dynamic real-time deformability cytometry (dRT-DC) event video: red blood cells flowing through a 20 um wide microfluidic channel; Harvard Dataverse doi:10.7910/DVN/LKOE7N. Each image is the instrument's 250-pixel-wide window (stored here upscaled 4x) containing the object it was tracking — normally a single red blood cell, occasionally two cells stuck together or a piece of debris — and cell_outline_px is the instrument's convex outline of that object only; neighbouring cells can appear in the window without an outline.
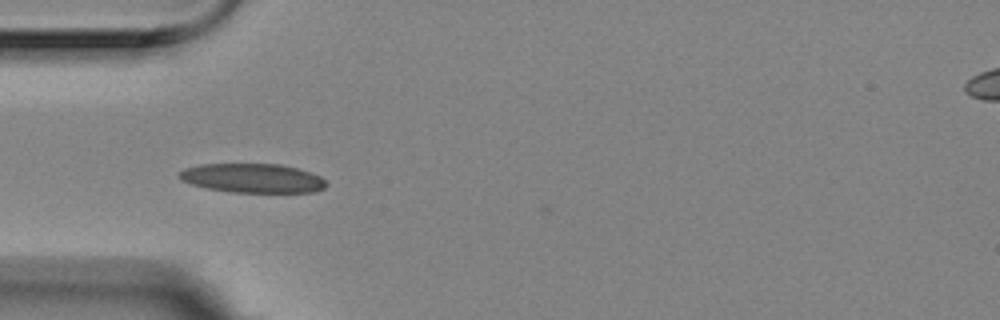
{"species": "Egyptian fruit bat (a non-hibernating species)", "species_latin": "Rousettus aegyptiacus", "temperature_condition": "room temperature", "stored_images_in_passage": 4, "camera_frame_rate_fps": 3000, "um_per_image_px": 0.085, "animal": {"sex": "female"}, "frame": {"image": 1, "passage_image": 3, "time_ms": 0.667, "image_size_px": [1000, 320], "cell_outline_px": [[328, 184], [324, 188], [316, 192], [232, 192], [208, 188], [192, 184], [180, 180], [176, 176], [184, 168], [200, 164], [280, 164], [296, 168], [320, 176]], "centroid_in_image_um": [21.45, 15.14], "position_along_channel_um": 63.6, "area_um2": 24.91}}
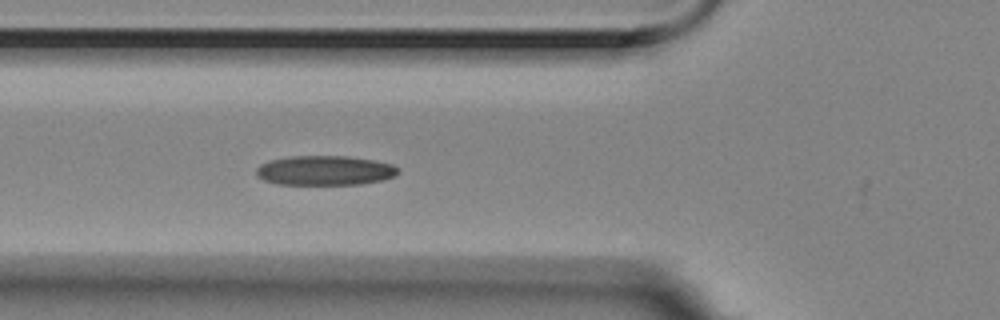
{"frame": {"image": 2, "passage_image": 4, "time_ms": 1.0, "image_size_px": [1000, 320], "cell_outline_px": [[400, 172], [396, 176], [384, 180], [360, 184], [276, 184], [264, 180], [256, 176], [256, 168], [260, 164], [268, 160], [288, 156], [348, 156], [372, 160], [392, 164], [400, 168]], "centroid_in_image_um": [27.62, 14.49], "position_along_channel_um": 98.2, "area_um2": 24.74}}